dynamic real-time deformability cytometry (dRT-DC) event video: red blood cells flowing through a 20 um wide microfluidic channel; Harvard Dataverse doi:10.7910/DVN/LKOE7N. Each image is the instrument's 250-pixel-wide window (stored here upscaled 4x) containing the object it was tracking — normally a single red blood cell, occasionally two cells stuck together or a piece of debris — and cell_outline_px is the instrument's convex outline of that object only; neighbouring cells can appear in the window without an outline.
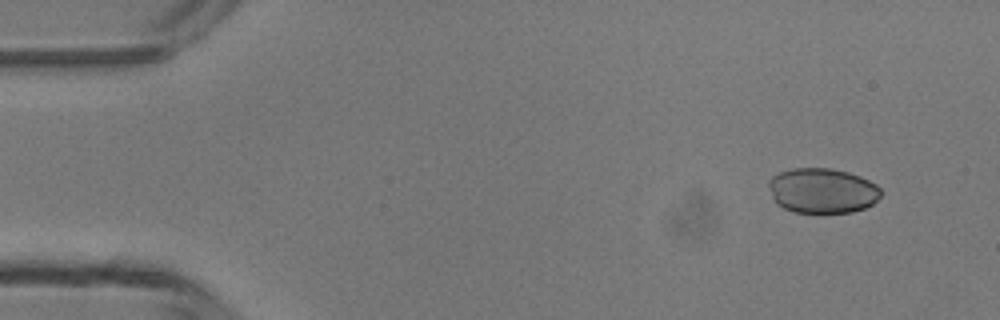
{"species": "common noctule bat (a hibernating species)", "species_latin": "Nyctalus noctula", "temperature_condition": "room temperature", "stored_images_in_passage": 3, "camera_frame_rate_fps": 3000, "um_per_image_px": 0.085, "animal": {"sex": "male", "body_mass_g": 13.3}, "frame": {"image": 1, "passage_image": 1, "time_ms": 0.0, "image_size_px": [1000, 320], "cell_outline_px": [[880, 196], [872, 204], [864, 208], [852, 212], [792, 212], [776, 204], [772, 196], [768, 184], [768, 180], [772, 176], [780, 172], [792, 168], [832, 168], [848, 172], [860, 176], [876, 184], [880, 188]], "centroid_in_image_um": [69.87, 16.2], "position_along_channel_um": 15.1, "area_um2": 29.48}}
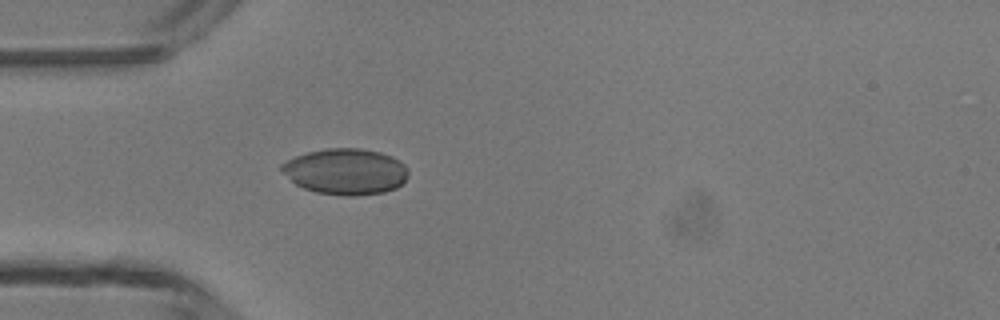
{"frame": {"image": 2, "passage_image": 3, "time_ms": 3.333, "image_size_px": [1000, 320], "cell_outline_px": [[408, 176], [396, 188], [384, 192], [356, 196], [344, 196], [316, 192], [304, 188], [296, 184], [280, 168], [280, 164], [296, 156], [308, 152], [324, 148], [360, 148], [380, 152], [392, 156], [400, 160], [408, 168]], "centroid_in_image_um": [29.41, 14.57], "position_along_channel_um": 55.6, "area_um2": 33.99}}